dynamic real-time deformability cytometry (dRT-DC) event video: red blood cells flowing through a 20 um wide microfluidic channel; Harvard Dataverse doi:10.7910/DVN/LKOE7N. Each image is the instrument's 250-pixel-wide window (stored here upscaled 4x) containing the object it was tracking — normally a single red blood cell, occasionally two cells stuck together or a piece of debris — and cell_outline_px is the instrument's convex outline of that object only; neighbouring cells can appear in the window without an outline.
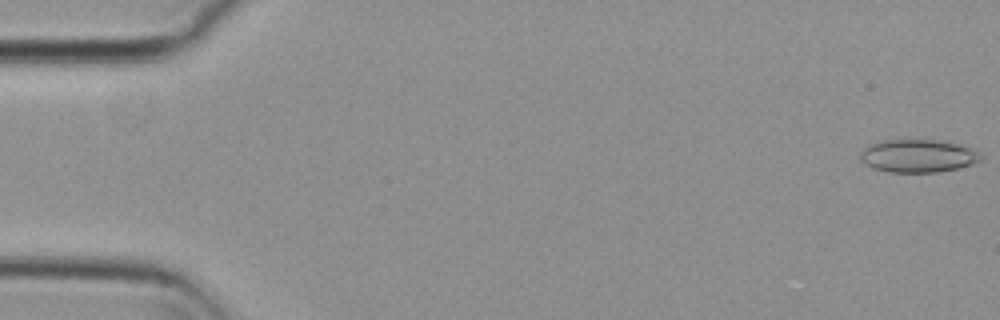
{"species": "common noctule bat (a hibernating species)", "species_latin": "Nyctalus noctula", "temperature_condition": "cold", "stored_images_in_passage": 20, "camera_frame_rate_fps": 3000, "um_per_image_px": 0.085, "animal": {"sex": "female", "body_mass_g": 29.2, "forearm_length_mm": 56.3}, "frame": {"image": 1, "passage_image": 1, "time_ms": 0.0, "image_size_px": [1000, 320], "cell_outline_px": [[984, 160], [960, 168], [940, 172], [888, 172], [872, 168], [864, 164], [860, 160], [860, 152], [864, 148], [880, 140], [936, 140], [956, 144], [972, 148], [984, 156]], "centroid_in_image_um": [78.04, 13.26], "position_along_channel_um": 7.0, "area_um2": 23.35}}
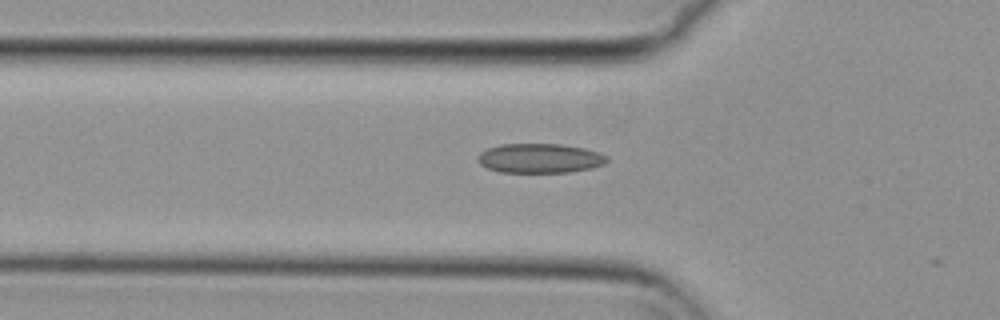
{"frame": {"image": 2, "passage_image": 19, "time_ms": 6.0, "image_size_px": [1000, 320], "cell_outline_px": [[608, 160], [604, 164], [592, 168], [568, 172], [500, 172], [488, 168], [480, 164], [476, 160], [480, 152], [488, 148], [500, 144], [560, 144], [584, 148], [600, 152], [608, 156]], "centroid_in_image_um": [45.89, 13.45], "position_along_channel_um": 79.9, "area_um2": 22.25}}